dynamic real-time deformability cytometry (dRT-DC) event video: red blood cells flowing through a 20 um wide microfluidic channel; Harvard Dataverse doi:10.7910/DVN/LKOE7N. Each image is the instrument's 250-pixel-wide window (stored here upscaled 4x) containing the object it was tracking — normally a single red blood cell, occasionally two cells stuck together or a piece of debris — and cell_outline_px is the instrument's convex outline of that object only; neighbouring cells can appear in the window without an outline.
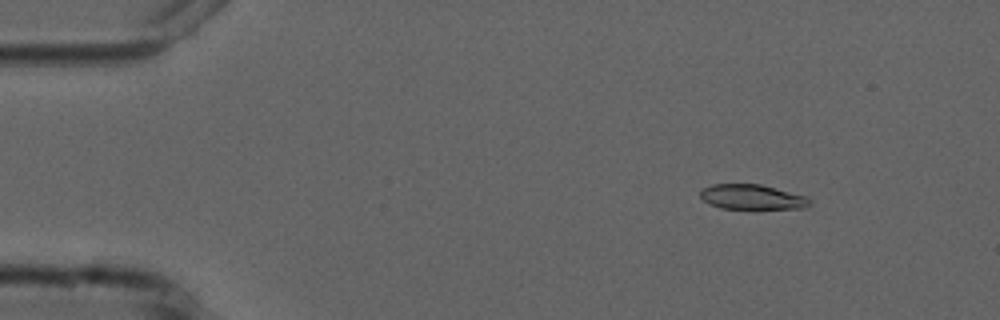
{"species": "common noctule bat (a hibernating species)", "species_latin": "Nyctalus noctula", "temperature_condition": "cold", "stored_images_in_passage": 9, "camera_frame_rate_fps": 3000, "um_per_image_px": 0.085, "animal": {"sex": "male", "forearm_length_mm": 52.5}, "frame": {"image": 1, "passage_image": 2, "time_ms": 1.333, "image_size_px": [1000, 320], "cell_outline_px": [[812, 204], [804, 208], [720, 208], [708, 204], [700, 196], [700, 192], [704, 188], [712, 184], [760, 184], [804, 196], [812, 200]], "centroid_in_image_um": [63.91, 16.74], "position_along_channel_um": 21.1, "area_um2": 15.66}}
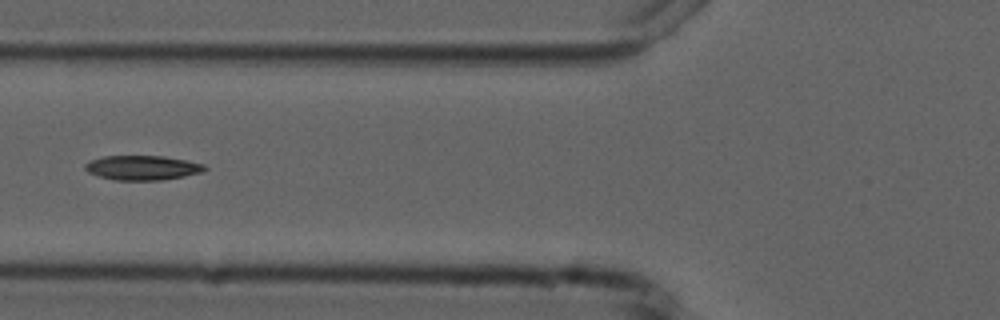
{"frame": {"image": 2, "passage_image": 6, "time_ms": 6.0, "image_size_px": [1000, 320], "cell_outline_px": [[208, 168], [204, 172], [184, 176], [160, 180], [112, 180], [88, 172], [84, 168], [84, 164], [92, 160], [104, 156], [164, 156], [204, 164]], "centroid_in_image_um": [12.12, 14.26], "position_along_channel_um": 113.7, "area_um2": 17.05}}
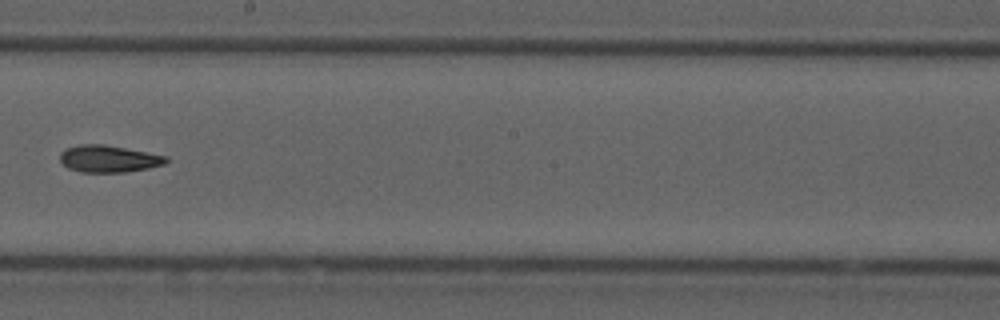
{"frame": {"image": 3, "passage_image": 9, "time_ms": 9.333, "image_size_px": [1000, 320], "cell_outline_px": [[168, 160], [164, 164], [148, 168], [124, 172], [80, 172], [68, 168], [60, 160], [60, 152], [68, 148], [80, 144], [104, 144], [168, 156]], "centroid_in_image_um": [9.23, 13.49], "position_along_channel_um": 239.0, "area_um2": 16.59}}